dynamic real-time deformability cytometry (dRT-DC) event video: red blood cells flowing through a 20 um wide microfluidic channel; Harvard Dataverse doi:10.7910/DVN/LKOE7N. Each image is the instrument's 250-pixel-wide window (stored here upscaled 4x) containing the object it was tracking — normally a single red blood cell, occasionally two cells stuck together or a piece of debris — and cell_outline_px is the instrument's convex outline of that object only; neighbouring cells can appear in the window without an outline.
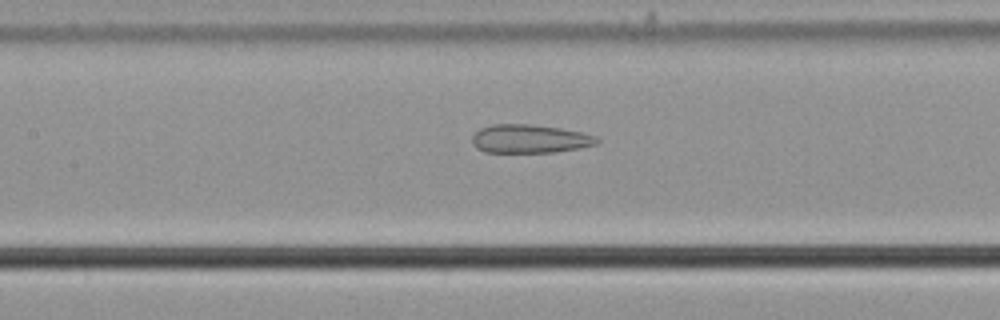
{"species": "common noctule bat (a hibernating species)", "species_latin": "Nyctalus noctula", "temperature_condition": "cold", "stored_images_in_passage": 22, "camera_frame_rate_fps": 3000, "um_per_image_px": 0.085, "animal": {"sex": "male", "body_mass_g": 21.5, "forearm_length_mm": 52.0}, "frame": {"image": 1, "passage_image": 13, "time_ms": 4.0, "image_size_px": [1000, 320], "cell_outline_px": [[600, 140], [596, 144], [580, 148], [552, 152], [484, 152], [476, 148], [472, 144], [472, 136], [480, 128], [492, 124], [532, 124], [560, 128], [584, 132], [596, 136]], "centroid_in_image_um": [45.03, 11.79], "position_along_channel_um": 162.4, "area_um2": 20.87}}
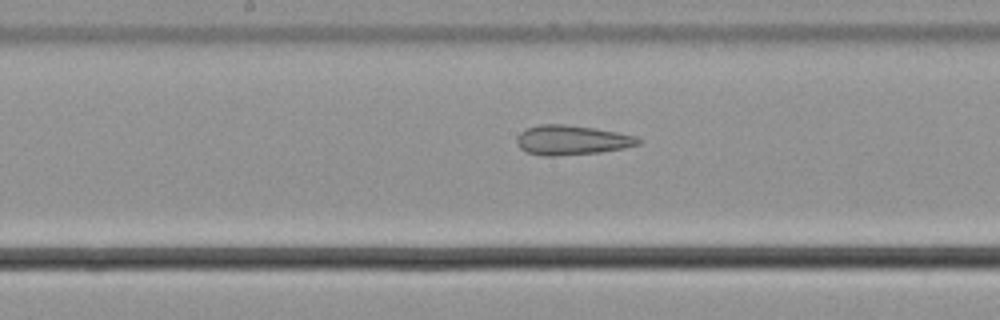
{"frame": {"image": 2, "passage_image": 16, "time_ms": 5.0, "image_size_px": [1000, 320], "cell_outline_px": [[644, 140], [640, 144], [624, 148], [600, 152], [556, 156], [540, 156], [528, 152], [520, 148], [516, 144], [516, 140], [520, 132], [528, 128], [540, 124], [564, 124], [592, 128], [616, 132], [636, 136]], "centroid_in_image_um": [48.6, 11.91], "position_along_channel_um": 199.6, "area_um2": 20.98}}
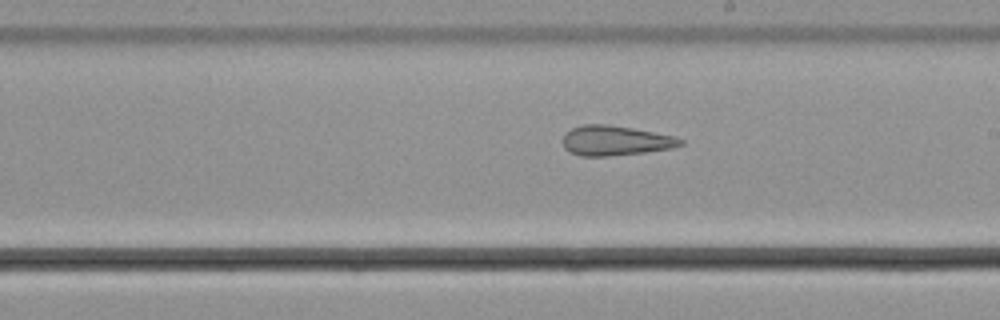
{"frame": {"image": 3, "passage_image": 19, "time_ms": 6.0, "image_size_px": [1000, 320], "cell_outline_px": [[684, 144], [672, 148], [644, 152], [608, 156], [580, 156], [568, 152], [564, 148], [564, 136], [572, 128], [584, 124], [604, 124], [632, 128], [676, 136], [684, 140]], "centroid_in_image_um": [52.33, 11.96], "position_along_channel_um": 236.7, "area_um2": 20.4}}